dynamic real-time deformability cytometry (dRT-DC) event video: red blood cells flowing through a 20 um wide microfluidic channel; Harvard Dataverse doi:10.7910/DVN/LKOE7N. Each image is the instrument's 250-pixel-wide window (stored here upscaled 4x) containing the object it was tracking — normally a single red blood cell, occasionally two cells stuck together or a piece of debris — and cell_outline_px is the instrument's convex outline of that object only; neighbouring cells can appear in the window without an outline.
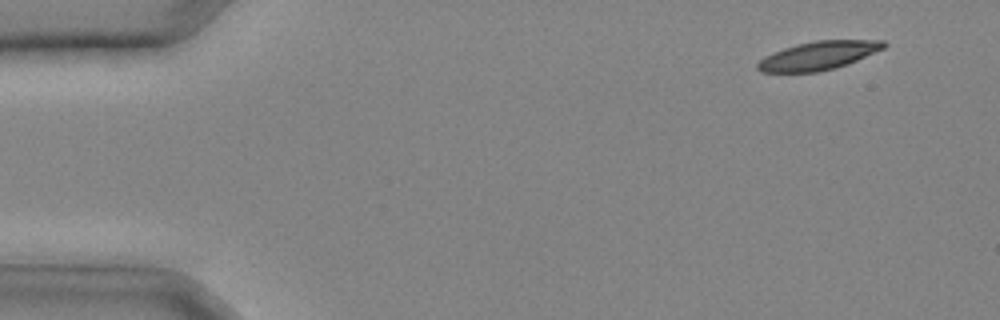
{"species": "common noctule bat (a hibernating species)", "species_latin": "Nyctalus noctula", "temperature_condition": "cold", "stored_images_in_passage": 7, "camera_frame_rate_fps": 3000, "um_per_image_px": 0.085, "animal": {"sex": "male", "body_mass_g": 20.4}, "frame": {"image": 1, "passage_image": 2, "time_ms": 0.333, "image_size_px": [1000, 320], "cell_outline_px": [[888, 44], [884, 48], [848, 64], [836, 68], [816, 72], [760, 72], [756, 68], [756, 64], [764, 56], [784, 48], [796, 44], [816, 40], [884, 40]], "centroid_in_image_um": [69.56, 4.72], "position_along_channel_um": 15.4, "area_um2": 20.98}}